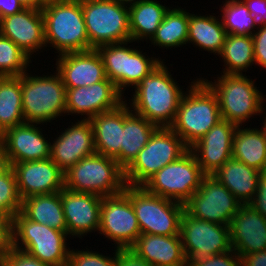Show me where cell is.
Masks as SVG:
<instances>
[{
    "label": "cell",
    "mask_w": 266,
    "mask_h": 266,
    "mask_svg": "<svg viewBox=\"0 0 266 266\" xmlns=\"http://www.w3.org/2000/svg\"><path fill=\"white\" fill-rule=\"evenodd\" d=\"M241 266H266V250L242 256Z\"/></svg>",
    "instance_id": "c3c4849f"
},
{
    "label": "cell",
    "mask_w": 266,
    "mask_h": 266,
    "mask_svg": "<svg viewBox=\"0 0 266 266\" xmlns=\"http://www.w3.org/2000/svg\"><path fill=\"white\" fill-rule=\"evenodd\" d=\"M128 250L152 266H188L180 235L140 234Z\"/></svg>",
    "instance_id": "d4e9b609"
},
{
    "label": "cell",
    "mask_w": 266,
    "mask_h": 266,
    "mask_svg": "<svg viewBox=\"0 0 266 266\" xmlns=\"http://www.w3.org/2000/svg\"><path fill=\"white\" fill-rule=\"evenodd\" d=\"M90 50L131 41L128 6L114 0H80Z\"/></svg>",
    "instance_id": "9c48e42d"
},
{
    "label": "cell",
    "mask_w": 266,
    "mask_h": 266,
    "mask_svg": "<svg viewBox=\"0 0 266 266\" xmlns=\"http://www.w3.org/2000/svg\"><path fill=\"white\" fill-rule=\"evenodd\" d=\"M22 123L21 76L0 77V126L6 130Z\"/></svg>",
    "instance_id": "e575fe53"
},
{
    "label": "cell",
    "mask_w": 266,
    "mask_h": 266,
    "mask_svg": "<svg viewBox=\"0 0 266 266\" xmlns=\"http://www.w3.org/2000/svg\"><path fill=\"white\" fill-rule=\"evenodd\" d=\"M25 8L19 0H0V19L19 13Z\"/></svg>",
    "instance_id": "7dc6e473"
},
{
    "label": "cell",
    "mask_w": 266,
    "mask_h": 266,
    "mask_svg": "<svg viewBox=\"0 0 266 266\" xmlns=\"http://www.w3.org/2000/svg\"><path fill=\"white\" fill-rule=\"evenodd\" d=\"M5 130L0 126V149L4 148Z\"/></svg>",
    "instance_id": "f5cc1de1"
},
{
    "label": "cell",
    "mask_w": 266,
    "mask_h": 266,
    "mask_svg": "<svg viewBox=\"0 0 266 266\" xmlns=\"http://www.w3.org/2000/svg\"><path fill=\"white\" fill-rule=\"evenodd\" d=\"M31 61L12 40L0 34V77L21 76Z\"/></svg>",
    "instance_id": "8d00e7d4"
},
{
    "label": "cell",
    "mask_w": 266,
    "mask_h": 266,
    "mask_svg": "<svg viewBox=\"0 0 266 266\" xmlns=\"http://www.w3.org/2000/svg\"><path fill=\"white\" fill-rule=\"evenodd\" d=\"M11 167L8 157L5 153L4 148L0 149V175L5 173Z\"/></svg>",
    "instance_id": "681fc988"
},
{
    "label": "cell",
    "mask_w": 266,
    "mask_h": 266,
    "mask_svg": "<svg viewBox=\"0 0 266 266\" xmlns=\"http://www.w3.org/2000/svg\"><path fill=\"white\" fill-rule=\"evenodd\" d=\"M230 244L240 256L266 250V218L242 204L229 224Z\"/></svg>",
    "instance_id": "603a6c76"
},
{
    "label": "cell",
    "mask_w": 266,
    "mask_h": 266,
    "mask_svg": "<svg viewBox=\"0 0 266 266\" xmlns=\"http://www.w3.org/2000/svg\"><path fill=\"white\" fill-rule=\"evenodd\" d=\"M237 126L232 143V158L258 171H266V139L262 129Z\"/></svg>",
    "instance_id": "f546056e"
},
{
    "label": "cell",
    "mask_w": 266,
    "mask_h": 266,
    "mask_svg": "<svg viewBox=\"0 0 266 266\" xmlns=\"http://www.w3.org/2000/svg\"><path fill=\"white\" fill-rule=\"evenodd\" d=\"M101 200L102 197L96 194L63 188L61 201L69 236L81 239L87 233L99 230Z\"/></svg>",
    "instance_id": "ffe728a7"
},
{
    "label": "cell",
    "mask_w": 266,
    "mask_h": 266,
    "mask_svg": "<svg viewBox=\"0 0 266 266\" xmlns=\"http://www.w3.org/2000/svg\"><path fill=\"white\" fill-rule=\"evenodd\" d=\"M61 131L53 140L50 148L51 160L66 172L84 157L96 153L91 122L80 119L75 124Z\"/></svg>",
    "instance_id": "ac0fdd59"
},
{
    "label": "cell",
    "mask_w": 266,
    "mask_h": 266,
    "mask_svg": "<svg viewBox=\"0 0 266 266\" xmlns=\"http://www.w3.org/2000/svg\"><path fill=\"white\" fill-rule=\"evenodd\" d=\"M57 56L55 68L65 88L91 86L107 78L97 49L67 52Z\"/></svg>",
    "instance_id": "7402d4cb"
},
{
    "label": "cell",
    "mask_w": 266,
    "mask_h": 266,
    "mask_svg": "<svg viewBox=\"0 0 266 266\" xmlns=\"http://www.w3.org/2000/svg\"><path fill=\"white\" fill-rule=\"evenodd\" d=\"M117 266H152L147 261L139 259L129 250H120Z\"/></svg>",
    "instance_id": "bcb514c9"
},
{
    "label": "cell",
    "mask_w": 266,
    "mask_h": 266,
    "mask_svg": "<svg viewBox=\"0 0 266 266\" xmlns=\"http://www.w3.org/2000/svg\"><path fill=\"white\" fill-rule=\"evenodd\" d=\"M12 248V218L0 213V259Z\"/></svg>",
    "instance_id": "7bdbcfd3"
},
{
    "label": "cell",
    "mask_w": 266,
    "mask_h": 266,
    "mask_svg": "<svg viewBox=\"0 0 266 266\" xmlns=\"http://www.w3.org/2000/svg\"><path fill=\"white\" fill-rule=\"evenodd\" d=\"M236 128V124L222 119L189 148L206 175H212L232 158Z\"/></svg>",
    "instance_id": "44dd1931"
},
{
    "label": "cell",
    "mask_w": 266,
    "mask_h": 266,
    "mask_svg": "<svg viewBox=\"0 0 266 266\" xmlns=\"http://www.w3.org/2000/svg\"><path fill=\"white\" fill-rule=\"evenodd\" d=\"M26 8H41L45 3L43 0H19Z\"/></svg>",
    "instance_id": "f907efd6"
},
{
    "label": "cell",
    "mask_w": 266,
    "mask_h": 266,
    "mask_svg": "<svg viewBox=\"0 0 266 266\" xmlns=\"http://www.w3.org/2000/svg\"><path fill=\"white\" fill-rule=\"evenodd\" d=\"M205 176L194 153L188 149L156 172L143 187L151 194L185 204L199 189Z\"/></svg>",
    "instance_id": "8fae6325"
},
{
    "label": "cell",
    "mask_w": 266,
    "mask_h": 266,
    "mask_svg": "<svg viewBox=\"0 0 266 266\" xmlns=\"http://www.w3.org/2000/svg\"><path fill=\"white\" fill-rule=\"evenodd\" d=\"M113 257L105 256L102 253L93 250H71L67 266H117L119 249L114 250Z\"/></svg>",
    "instance_id": "f35d334b"
},
{
    "label": "cell",
    "mask_w": 266,
    "mask_h": 266,
    "mask_svg": "<svg viewBox=\"0 0 266 266\" xmlns=\"http://www.w3.org/2000/svg\"><path fill=\"white\" fill-rule=\"evenodd\" d=\"M124 192L131 200L141 234L180 235L184 204L151 194L143 186L126 185Z\"/></svg>",
    "instance_id": "ba28073f"
},
{
    "label": "cell",
    "mask_w": 266,
    "mask_h": 266,
    "mask_svg": "<svg viewBox=\"0 0 266 266\" xmlns=\"http://www.w3.org/2000/svg\"><path fill=\"white\" fill-rule=\"evenodd\" d=\"M37 125L25 122L5 130L4 150L11 166L14 163L50 158L51 143Z\"/></svg>",
    "instance_id": "cb8c5ba5"
},
{
    "label": "cell",
    "mask_w": 266,
    "mask_h": 266,
    "mask_svg": "<svg viewBox=\"0 0 266 266\" xmlns=\"http://www.w3.org/2000/svg\"><path fill=\"white\" fill-rule=\"evenodd\" d=\"M250 14L253 16L254 25L260 28L266 25V0H242ZM259 26V27H257Z\"/></svg>",
    "instance_id": "f6af8a7d"
},
{
    "label": "cell",
    "mask_w": 266,
    "mask_h": 266,
    "mask_svg": "<svg viewBox=\"0 0 266 266\" xmlns=\"http://www.w3.org/2000/svg\"><path fill=\"white\" fill-rule=\"evenodd\" d=\"M116 2H118L119 4L125 5V6H131L133 4H136L142 0H114ZM127 4V5H126Z\"/></svg>",
    "instance_id": "816d5d0a"
},
{
    "label": "cell",
    "mask_w": 266,
    "mask_h": 266,
    "mask_svg": "<svg viewBox=\"0 0 266 266\" xmlns=\"http://www.w3.org/2000/svg\"><path fill=\"white\" fill-rule=\"evenodd\" d=\"M188 149L170 127H158L124 170L126 185L143 186L162 167L177 160Z\"/></svg>",
    "instance_id": "30bf717a"
},
{
    "label": "cell",
    "mask_w": 266,
    "mask_h": 266,
    "mask_svg": "<svg viewBox=\"0 0 266 266\" xmlns=\"http://www.w3.org/2000/svg\"><path fill=\"white\" fill-rule=\"evenodd\" d=\"M261 171L233 158L212 175L242 203L249 204L255 196Z\"/></svg>",
    "instance_id": "83f0119b"
},
{
    "label": "cell",
    "mask_w": 266,
    "mask_h": 266,
    "mask_svg": "<svg viewBox=\"0 0 266 266\" xmlns=\"http://www.w3.org/2000/svg\"><path fill=\"white\" fill-rule=\"evenodd\" d=\"M46 47L59 55L90 50L80 0L47 1L41 7Z\"/></svg>",
    "instance_id": "3957f363"
},
{
    "label": "cell",
    "mask_w": 266,
    "mask_h": 266,
    "mask_svg": "<svg viewBox=\"0 0 266 266\" xmlns=\"http://www.w3.org/2000/svg\"><path fill=\"white\" fill-rule=\"evenodd\" d=\"M67 236L66 232L27 219L21 212L12 218V247L50 266H67Z\"/></svg>",
    "instance_id": "277c9868"
},
{
    "label": "cell",
    "mask_w": 266,
    "mask_h": 266,
    "mask_svg": "<svg viewBox=\"0 0 266 266\" xmlns=\"http://www.w3.org/2000/svg\"><path fill=\"white\" fill-rule=\"evenodd\" d=\"M249 205L266 218V171L260 173L257 191Z\"/></svg>",
    "instance_id": "ee69618b"
},
{
    "label": "cell",
    "mask_w": 266,
    "mask_h": 266,
    "mask_svg": "<svg viewBox=\"0 0 266 266\" xmlns=\"http://www.w3.org/2000/svg\"><path fill=\"white\" fill-rule=\"evenodd\" d=\"M0 34L12 40L30 59L45 43L41 8H25L0 19Z\"/></svg>",
    "instance_id": "d6986e66"
},
{
    "label": "cell",
    "mask_w": 266,
    "mask_h": 266,
    "mask_svg": "<svg viewBox=\"0 0 266 266\" xmlns=\"http://www.w3.org/2000/svg\"><path fill=\"white\" fill-rule=\"evenodd\" d=\"M219 55L226 64L223 74H243L255 63L252 36L227 34Z\"/></svg>",
    "instance_id": "d6a6232c"
},
{
    "label": "cell",
    "mask_w": 266,
    "mask_h": 266,
    "mask_svg": "<svg viewBox=\"0 0 266 266\" xmlns=\"http://www.w3.org/2000/svg\"><path fill=\"white\" fill-rule=\"evenodd\" d=\"M21 213L29 220L67 233L61 191L22 199Z\"/></svg>",
    "instance_id": "f1b7e54d"
},
{
    "label": "cell",
    "mask_w": 266,
    "mask_h": 266,
    "mask_svg": "<svg viewBox=\"0 0 266 266\" xmlns=\"http://www.w3.org/2000/svg\"><path fill=\"white\" fill-rule=\"evenodd\" d=\"M169 7L157 0H142L128 7L131 41L151 40Z\"/></svg>",
    "instance_id": "4dcf8cb0"
},
{
    "label": "cell",
    "mask_w": 266,
    "mask_h": 266,
    "mask_svg": "<svg viewBox=\"0 0 266 266\" xmlns=\"http://www.w3.org/2000/svg\"><path fill=\"white\" fill-rule=\"evenodd\" d=\"M202 80L216 94L221 118L242 127L249 118L263 113L264 96L255 80L243 74H222L215 82ZM243 123V124H242Z\"/></svg>",
    "instance_id": "5b68a950"
},
{
    "label": "cell",
    "mask_w": 266,
    "mask_h": 266,
    "mask_svg": "<svg viewBox=\"0 0 266 266\" xmlns=\"http://www.w3.org/2000/svg\"><path fill=\"white\" fill-rule=\"evenodd\" d=\"M93 129L96 153L114 158L120 165L122 147L123 103L113 110L89 119Z\"/></svg>",
    "instance_id": "484cf974"
},
{
    "label": "cell",
    "mask_w": 266,
    "mask_h": 266,
    "mask_svg": "<svg viewBox=\"0 0 266 266\" xmlns=\"http://www.w3.org/2000/svg\"><path fill=\"white\" fill-rule=\"evenodd\" d=\"M256 30L252 35L254 61L256 65L266 69V25Z\"/></svg>",
    "instance_id": "b9f144b4"
},
{
    "label": "cell",
    "mask_w": 266,
    "mask_h": 266,
    "mask_svg": "<svg viewBox=\"0 0 266 266\" xmlns=\"http://www.w3.org/2000/svg\"><path fill=\"white\" fill-rule=\"evenodd\" d=\"M21 75L22 111L25 122L43 124L66 113V88L61 76Z\"/></svg>",
    "instance_id": "52a82bcc"
},
{
    "label": "cell",
    "mask_w": 266,
    "mask_h": 266,
    "mask_svg": "<svg viewBox=\"0 0 266 266\" xmlns=\"http://www.w3.org/2000/svg\"><path fill=\"white\" fill-rule=\"evenodd\" d=\"M21 207L22 199L18 192L16 175L10 167L0 175V213L13 218L21 212Z\"/></svg>",
    "instance_id": "74e56055"
},
{
    "label": "cell",
    "mask_w": 266,
    "mask_h": 266,
    "mask_svg": "<svg viewBox=\"0 0 266 266\" xmlns=\"http://www.w3.org/2000/svg\"><path fill=\"white\" fill-rule=\"evenodd\" d=\"M170 8L150 40L153 45L159 46V48L169 49L170 47L171 49L187 44L189 12L183 8L180 9V7Z\"/></svg>",
    "instance_id": "836d02e7"
},
{
    "label": "cell",
    "mask_w": 266,
    "mask_h": 266,
    "mask_svg": "<svg viewBox=\"0 0 266 266\" xmlns=\"http://www.w3.org/2000/svg\"><path fill=\"white\" fill-rule=\"evenodd\" d=\"M180 237L187 261L228 252L229 226L191 216L186 210L180 220Z\"/></svg>",
    "instance_id": "4fadbf2b"
},
{
    "label": "cell",
    "mask_w": 266,
    "mask_h": 266,
    "mask_svg": "<svg viewBox=\"0 0 266 266\" xmlns=\"http://www.w3.org/2000/svg\"><path fill=\"white\" fill-rule=\"evenodd\" d=\"M265 114V118H264V122H263V126L261 127L263 133H264V136H265V139H266V113Z\"/></svg>",
    "instance_id": "db71d44e"
},
{
    "label": "cell",
    "mask_w": 266,
    "mask_h": 266,
    "mask_svg": "<svg viewBox=\"0 0 266 266\" xmlns=\"http://www.w3.org/2000/svg\"><path fill=\"white\" fill-rule=\"evenodd\" d=\"M0 264L3 266H50L13 247L0 259Z\"/></svg>",
    "instance_id": "60d3db41"
},
{
    "label": "cell",
    "mask_w": 266,
    "mask_h": 266,
    "mask_svg": "<svg viewBox=\"0 0 266 266\" xmlns=\"http://www.w3.org/2000/svg\"><path fill=\"white\" fill-rule=\"evenodd\" d=\"M11 167L21 199L57 193L64 188V172L51 158L14 163Z\"/></svg>",
    "instance_id": "e0dca14e"
},
{
    "label": "cell",
    "mask_w": 266,
    "mask_h": 266,
    "mask_svg": "<svg viewBox=\"0 0 266 266\" xmlns=\"http://www.w3.org/2000/svg\"><path fill=\"white\" fill-rule=\"evenodd\" d=\"M125 186L124 169L114 158L98 153L82 158L64 172V187L75 192L106 197L123 192Z\"/></svg>",
    "instance_id": "8992f818"
},
{
    "label": "cell",
    "mask_w": 266,
    "mask_h": 266,
    "mask_svg": "<svg viewBox=\"0 0 266 266\" xmlns=\"http://www.w3.org/2000/svg\"><path fill=\"white\" fill-rule=\"evenodd\" d=\"M213 15H196L189 13L188 40L187 44H194L195 47L210 53L218 54L225 43L227 32L222 20Z\"/></svg>",
    "instance_id": "1f68e13d"
},
{
    "label": "cell",
    "mask_w": 266,
    "mask_h": 266,
    "mask_svg": "<svg viewBox=\"0 0 266 266\" xmlns=\"http://www.w3.org/2000/svg\"><path fill=\"white\" fill-rule=\"evenodd\" d=\"M158 128L131 111L126 100L123 102L122 147L120 150V166L125 170L137 157L139 151L146 146L149 138Z\"/></svg>",
    "instance_id": "4316f807"
},
{
    "label": "cell",
    "mask_w": 266,
    "mask_h": 266,
    "mask_svg": "<svg viewBox=\"0 0 266 266\" xmlns=\"http://www.w3.org/2000/svg\"><path fill=\"white\" fill-rule=\"evenodd\" d=\"M98 231L120 250H128L141 234L135 210L124 191L102 197Z\"/></svg>",
    "instance_id": "9a60e30c"
},
{
    "label": "cell",
    "mask_w": 266,
    "mask_h": 266,
    "mask_svg": "<svg viewBox=\"0 0 266 266\" xmlns=\"http://www.w3.org/2000/svg\"><path fill=\"white\" fill-rule=\"evenodd\" d=\"M241 205L231 191L213 175H206L199 189L184 204L191 216L227 226Z\"/></svg>",
    "instance_id": "5bb4252c"
},
{
    "label": "cell",
    "mask_w": 266,
    "mask_h": 266,
    "mask_svg": "<svg viewBox=\"0 0 266 266\" xmlns=\"http://www.w3.org/2000/svg\"><path fill=\"white\" fill-rule=\"evenodd\" d=\"M127 44L128 41L97 48L103 60L106 77L116 85L122 95L127 87L135 88L162 62L161 58L146 57L147 54H142L137 48L127 47Z\"/></svg>",
    "instance_id": "7c38bea8"
},
{
    "label": "cell",
    "mask_w": 266,
    "mask_h": 266,
    "mask_svg": "<svg viewBox=\"0 0 266 266\" xmlns=\"http://www.w3.org/2000/svg\"><path fill=\"white\" fill-rule=\"evenodd\" d=\"M221 7V20L227 34L253 35L256 31L253 16L242 0H226Z\"/></svg>",
    "instance_id": "d590c367"
},
{
    "label": "cell",
    "mask_w": 266,
    "mask_h": 266,
    "mask_svg": "<svg viewBox=\"0 0 266 266\" xmlns=\"http://www.w3.org/2000/svg\"><path fill=\"white\" fill-rule=\"evenodd\" d=\"M163 62L135 87L129 104L133 113L158 127H169L175 119L184 91Z\"/></svg>",
    "instance_id": "6da1fadb"
},
{
    "label": "cell",
    "mask_w": 266,
    "mask_h": 266,
    "mask_svg": "<svg viewBox=\"0 0 266 266\" xmlns=\"http://www.w3.org/2000/svg\"><path fill=\"white\" fill-rule=\"evenodd\" d=\"M193 81L169 126L188 148L222 120L216 94L201 78Z\"/></svg>",
    "instance_id": "7a4b0ae2"
},
{
    "label": "cell",
    "mask_w": 266,
    "mask_h": 266,
    "mask_svg": "<svg viewBox=\"0 0 266 266\" xmlns=\"http://www.w3.org/2000/svg\"><path fill=\"white\" fill-rule=\"evenodd\" d=\"M188 266H241V257L231 249L221 254L188 261Z\"/></svg>",
    "instance_id": "ab89813d"
},
{
    "label": "cell",
    "mask_w": 266,
    "mask_h": 266,
    "mask_svg": "<svg viewBox=\"0 0 266 266\" xmlns=\"http://www.w3.org/2000/svg\"><path fill=\"white\" fill-rule=\"evenodd\" d=\"M123 96L108 78L91 86L66 88V114L85 115L83 119L89 120L120 106L126 100Z\"/></svg>",
    "instance_id": "2e32d148"
}]
</instances>
